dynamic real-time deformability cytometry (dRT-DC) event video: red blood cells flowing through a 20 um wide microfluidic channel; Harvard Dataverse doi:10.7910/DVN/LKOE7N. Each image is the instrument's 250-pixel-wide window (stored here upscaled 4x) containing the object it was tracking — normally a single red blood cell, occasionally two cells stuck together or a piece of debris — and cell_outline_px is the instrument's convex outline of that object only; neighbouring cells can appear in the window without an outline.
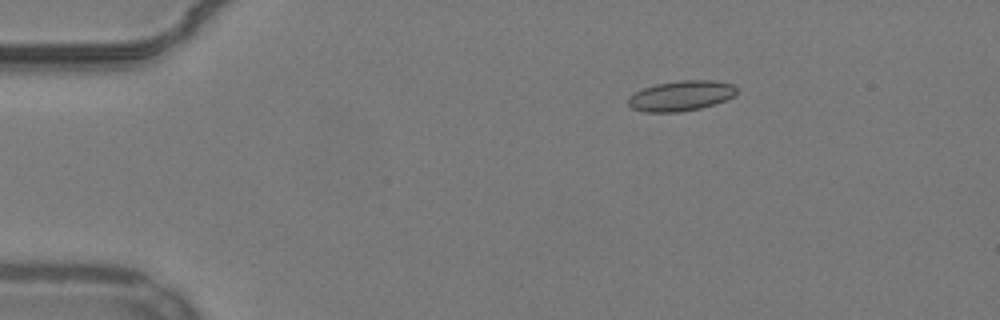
{"species": "common noctule bat (a hibernating species)", "species_latin": "Nyctalus noctula", "temperature_condition": "warm", "stored_images_in_passage": 26, "camera_frame_rate_fps": 3000, "um_per_image_px": 0.085, "animal": {"sex": "male", "body_mass_g": 19.2, "forearm_length_mm": 51.8}, "frame": {"image": 1, "passage_image": 4, "time_ms": 1.0, "image_size_px": [1000, 320], "cell_outline_px": [[736, 92], [732, 96], [724, 100], [700, 108], [680, 112], [644, 112], [632, 108], [628, 104], [628, 96], [644, 88], [656, 84], [680, 80], [716, 80], [732, 84], [736, 88]], "centroid_in_image_um": [57.85, 8.14], "position_along_channel_um": 27.1, "area_um2": 18.96}}
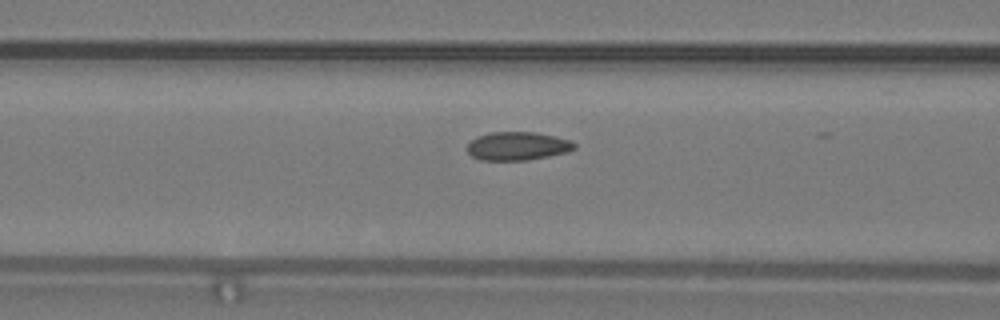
{"frame": {"image": 2, "passage_image": 17, "time_ms": 5.333, "image_size_px": [1000, 320], "cell_outline_px": [[576, 148], [568, 152], [528, 160], [480, 160], [472, 156], [468, 152], [468, 144], [476, 136], [492, 132], [536, 132], [568, 140], [576, 144]], "centroid_in_image_um": [43.98, 12.42], "position_along_channel_um": 122.6, "area_um2": 17.63}}
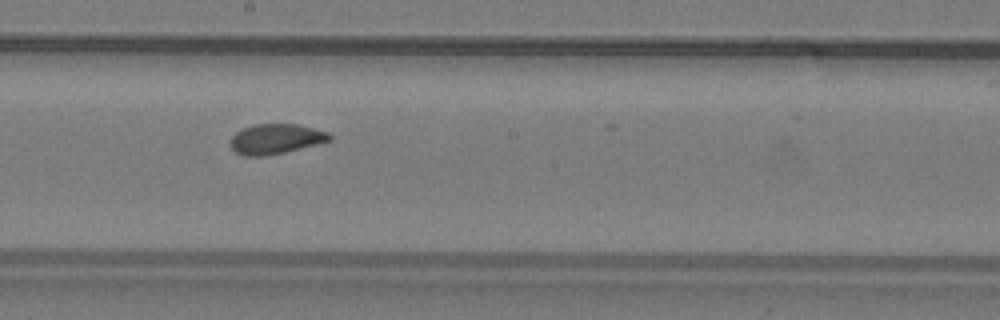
{"frame": {"image": 3, "passage_image": 25, "time_ms": 8.0, "image_size_px": [1000, 320], "cell_outline_px": [[332, 140], [284, 152], [264, 156], [244, 156], [236, 152], [228, 144], [232, 136], [236, 132], [252, 124], [300, 124], [328, 132], [332, 136]], "centroid_in_image_um": [23.42, 11.8], "position_along_channel_um": 224.8, "area_um2": 17.4}}